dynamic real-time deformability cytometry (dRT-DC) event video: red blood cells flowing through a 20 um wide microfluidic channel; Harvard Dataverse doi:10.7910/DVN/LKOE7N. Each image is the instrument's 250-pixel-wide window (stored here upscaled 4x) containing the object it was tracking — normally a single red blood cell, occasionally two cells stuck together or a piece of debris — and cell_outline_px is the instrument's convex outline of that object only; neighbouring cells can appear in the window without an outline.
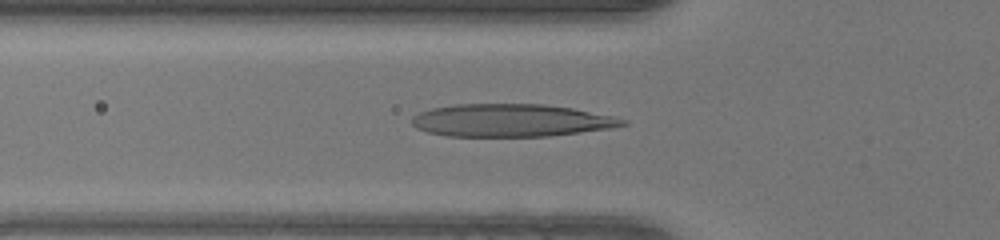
{"species": "human", "species_latin": "Homo sapiens", "temperature_condition": "warm", "stored_images_in_passage": 48, "camera_frame_rate_fps": 3000, "um_per_image_px": 0.085, "donor": {"sex": "female"}, "frame": {"image": 1, "passage_image": 16, "time_ms": 5.0, "image_size_px": [1000, 240], "cell_outline_px": [[628, 124], [612, 128], [548, 136], [448, 136], [428, 132], [416, 128], [412, 124], [412, 116], [420, 112], [432, 108], [456, 104], [544, 104], [572, 108], [612, 116], [628, 120]], "centroid_in_image_um": [43.44, 10.23], "position_along_channel_um": 82.4, "area_um2": 40.06}}
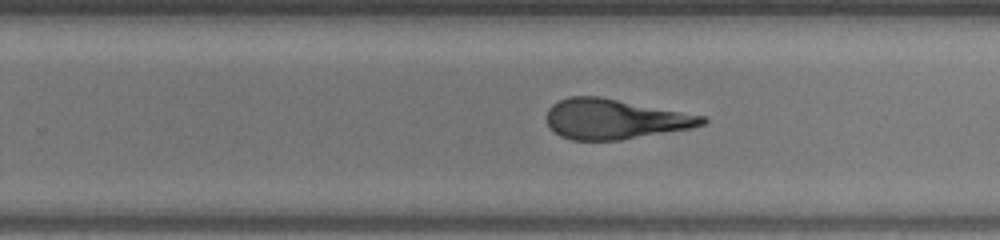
{"frame": {"image": 2, "passage_image": 30, "time_ms": 9.667, "image_size_px": [1000, 240], "cell_outline_px": [[708, 120], [704, 124], [692, 128], [620, 140], [572, 140], [560, 136], [548, 124], [548, 108], [552, 104], [568, 96], [600, 96], [704, 116]], "centroid_in_image_um": [52.25, 10.12], "position_along_channel_um": 277.5, "area_um2": 36.07}}
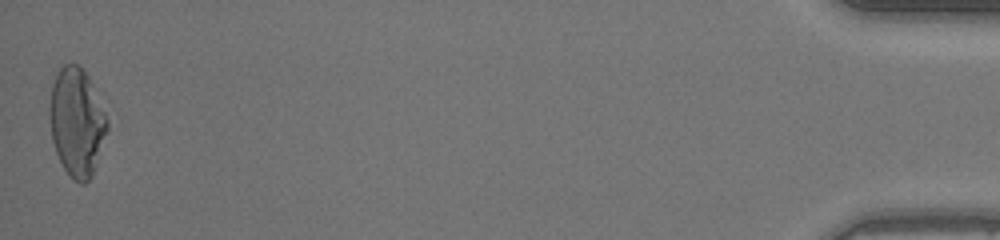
{"frame": {"image": 3, "passage_image": 48, "time_ms": 15.667, "image_size_px": [1000, 240], "cell_outline_px": [[108, 128], [92, 176], [84, 184], [80, 184], [72, 180], [68, 176], [56, 152], [52, 140], [48, 116], [48, 108], [52, 84], [60, 68], [64, 64], [80, 64], [96, 88], [108, 120]], "centroid_in_image_um": [6.52, 10.37], "position_along_channel_um": 428.7, "area_um2": 36.82}, "authors_computed_cell_mechanics": {"area_um2": 37.3677, "velocity_mm_per_s": 4.1887, "shape_relaxation_time_tau1_ms": null, "shape_relaxation_time_tau2_ms": 1.6439, "deformation_change_tau1": null, "deformation_change_tau2": 0.1224}}